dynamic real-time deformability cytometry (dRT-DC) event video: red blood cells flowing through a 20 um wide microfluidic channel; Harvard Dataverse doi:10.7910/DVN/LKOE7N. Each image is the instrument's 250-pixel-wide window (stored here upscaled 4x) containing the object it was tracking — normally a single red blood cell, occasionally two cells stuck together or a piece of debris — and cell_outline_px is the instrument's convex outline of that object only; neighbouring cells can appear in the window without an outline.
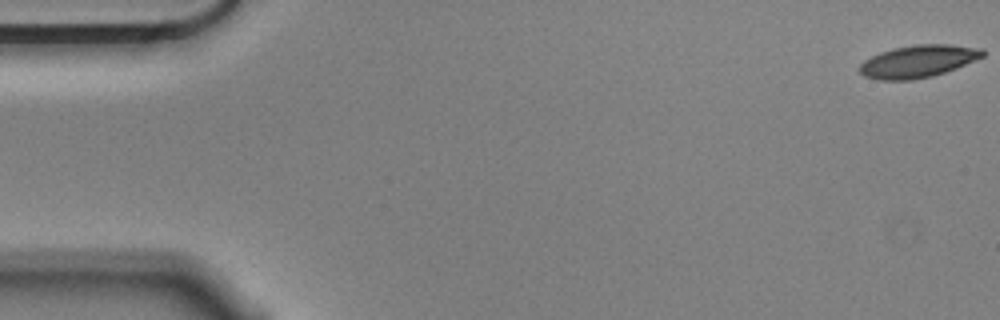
{"species": "Egyptian fruit bat (a non-hibernating species)", "species_latin": "Rousettus aegyptiacus", "temperature_condition": "cold", "stored_images_in_passage": 12, "camera_frame_rate_fps": 3000, "um_per_image_px": 0.085, "animal": {"sex": "male"}, "frame": {"image": 1, "passage_image": 1, "time_ms": 0.0, "image_size_px": [1000, 320], "cell_outline_px": [[984, 56], [956, 68], [932, 76], [912, 80], [880, 80], [864, 76], [860, 72], [860, 64], [864, 60], [880, 52], [892, 48], [916, 44], [948, 44], [984, 48]], "centroid_in_image_um": [78.04, 5.2], "position_along_channel_um": 7.0, "area_um2": 23.24}}